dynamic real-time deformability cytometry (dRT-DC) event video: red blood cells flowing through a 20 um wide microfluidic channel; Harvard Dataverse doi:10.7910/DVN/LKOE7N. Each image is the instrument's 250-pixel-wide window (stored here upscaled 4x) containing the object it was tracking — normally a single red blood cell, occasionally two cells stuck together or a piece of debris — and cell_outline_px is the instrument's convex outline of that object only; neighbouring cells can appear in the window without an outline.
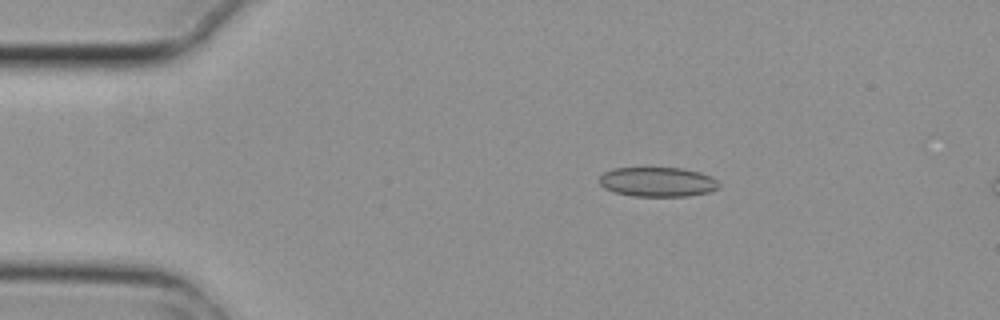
{"species": "common noctule bat (a hibernating species)", "species_latin": "Nyctalus noctula", "temperature_condition": "cold", "stored_images_in_passage": 4, "camera_frame_rate_fps": 3000, "um_per_image_px": 0.085, "animal": {"sex": "female", "body_mass_g": 29.2, "forearm_length_mm": 56.3}, "frame": {"image": 1, "passage_image": 2, "time_ms": 0.333, "image_size_px": [1000, 320], "cell_outline_px": [[720, 184], [716, 188], [708, 192], [688, 196], [632, 196], [612, 192], [604, 188], [600, 184], [600, 176], [604, 172], [612, 168], [680, 168], [700, 172], [712, 176]], "centroid_in_image_um": [55.87, 15.46], "position_along_channel_um": 29.1, "area_um2": 20.63}}